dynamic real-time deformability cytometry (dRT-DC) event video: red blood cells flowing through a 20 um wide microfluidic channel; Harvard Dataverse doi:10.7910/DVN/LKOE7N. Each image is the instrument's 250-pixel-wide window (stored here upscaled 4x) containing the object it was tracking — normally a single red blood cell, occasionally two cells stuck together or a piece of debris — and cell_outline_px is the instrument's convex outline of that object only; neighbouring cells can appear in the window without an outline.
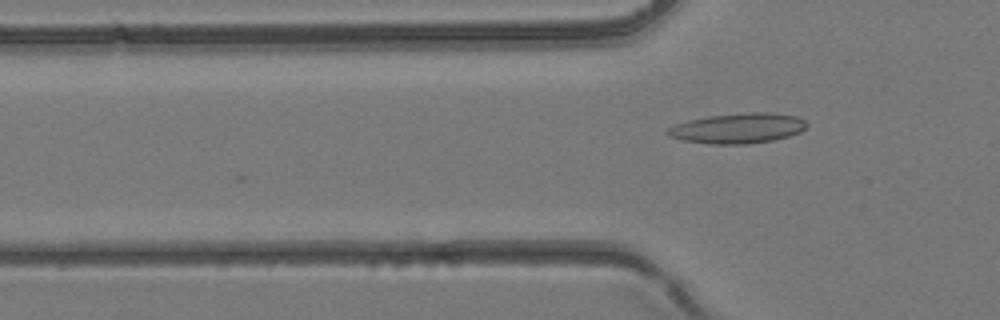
{"species": "common noctule bat (a hibernating species)", "species_latin": "Nyctalus noctula", "temperature_condition": "room temperature", "stored_images_in_passage": 6, "camera_frame_rate_fps": 3000, "um_per_image_px": 0.085, "animal": {"sex": "female", "body_mass_g": 24.6, "forearm_length_mm": 56.2}, "frame": {"image": 1, "passage_image": 5, "time_ms": 1.333, "image_size_px": [1000, 320], "cell_outline_px": [[808, 128], [800, 132], [788, 136], [772, 140], [748, 144], [708, 144], [684, 140], [668, 136], [664, 132], [668, 128], [676, 124], [688, 120], [708, 116], [748, 112], [768, 112], [796, 116], [804, 120], [808, 124]], "centroid_in_image_um": [62.72, 10.9], "position_along_channel_um": 63.1, "area_um2": 24.57}}